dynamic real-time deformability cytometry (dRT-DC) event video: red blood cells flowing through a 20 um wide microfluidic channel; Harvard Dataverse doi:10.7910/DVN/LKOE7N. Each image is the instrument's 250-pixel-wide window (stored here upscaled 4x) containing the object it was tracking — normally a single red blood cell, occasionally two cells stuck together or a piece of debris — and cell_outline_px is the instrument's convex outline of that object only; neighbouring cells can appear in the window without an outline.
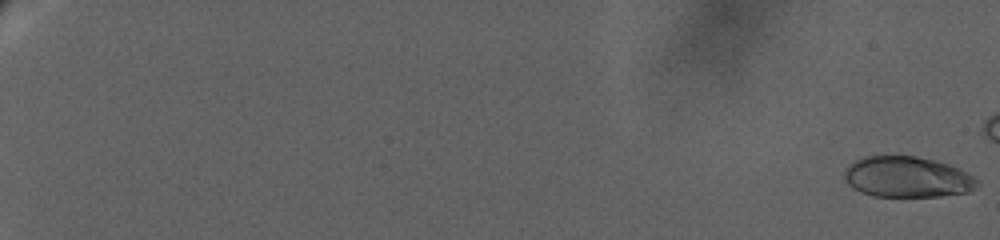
{"species": "human", "species_latin": "Homo sapiens", "temperature_condition": "warm", "stored_images_in_passage": 93, "camera_frame_rate_fps": 3000, "um_per_image_px": 0.085, "donor": {"sex": "female"}, "frame": {"image": 1, "passage_image": 1, "time_ms": 0.0, "image_size_px": [1000, 240], "cell_outline_px": [[980, 184], [976, 188], [968, 192], [940, 196], [872, 196], [860, 192], [852, 188], [848, 184], [844, 176], [844, 168], [852, 160], [864, 156], [916, 156], [936, 160], [960, 168], [968, 172], [980, 180]], "centroid_in_image_um": [77.12, 15.04], "position_along_channel_um": 7.9, "area_um2": 32.14}}
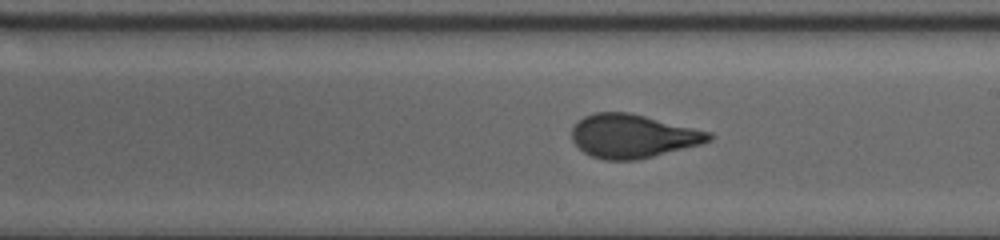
{"frame": {"image": 2, "passage_image": 65, "time_ms": 16.667, "image_size_px": [1000, 240], "cell_outline_px": [[712, 140], [700, 144], [636, 160], [604, 160], [592, 156], [584, 152], [572, 140], [572, 128], [584, 116], [596, 112], [628, 112], [712, 132]], "centroid_in_image_um": [53.78, 11.56], "position_along_channel_um": 235.2, "area_um2": 34.45}}
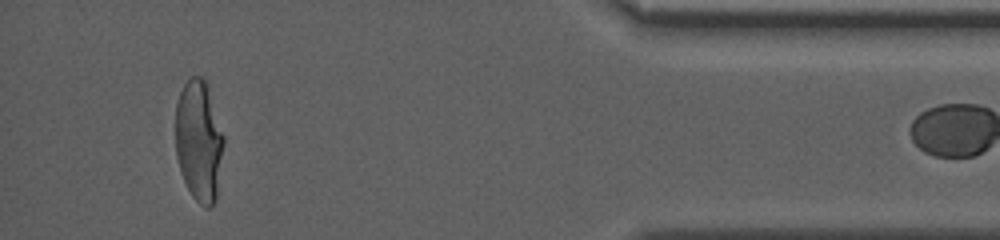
{"frame": {"image": 3, "passage_image": 92, "time_ms": 24.333, "image_size_px": [1000, 240], "cell_outline_px": [[224, 144], [216, 200], [208, 208], [200, 204], [192, 196], [184, 180], [176, 156], [176, 104], [180, 92], [184, 84], [192, 76], [200, 76], [208, 84], [224, 136]], "centroid_in_image_um": [16.92, 11.95], "position_along_channel_um": 418.3, "area_um2": 34.04}}